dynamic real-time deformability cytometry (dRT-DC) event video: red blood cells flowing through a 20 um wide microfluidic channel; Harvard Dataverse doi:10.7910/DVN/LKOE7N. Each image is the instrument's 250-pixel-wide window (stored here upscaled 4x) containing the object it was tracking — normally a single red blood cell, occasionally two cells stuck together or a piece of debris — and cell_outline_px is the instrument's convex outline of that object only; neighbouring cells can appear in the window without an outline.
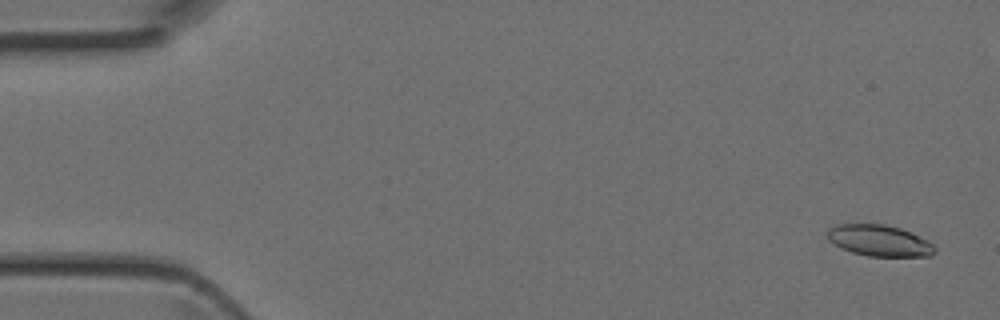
{"species": "Egyptian fruit bat (a non-hibernating species)", "species_latin": "Rousettus aegyptiacus", "temperature_condition": "room temperature", "stored_images_in_passage": 5, "camera_frame_rate_fps": 3000, "um_per_image_px": 0.085, "animal": {"sex": "female"}, "frame": {"image": 1, "passage_image": 1, "time_ms": 0.0, "image_size_px": [1000, 320], "cell_outline_px": [[936, 252], [932, 256], [868, 256], [852, 252], [840, 248], [828, 240], [828, 228], [836, 224], [884, 224], [900, 228], [928, 240], [936, 248]], "centroid_in_image_um": [74.74, 20.45], "position_along_channel_um": 10.3, "area_um2": 19.59}}
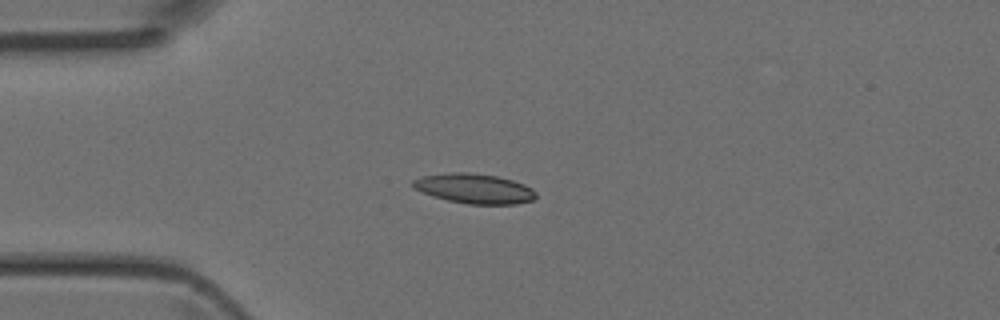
{"frame": {"image": 2, "passage_image": 3, "time_ms": 0.667, "image_size_px": [1000, 320], "cell_outline_px": [[536, 196], [532, 200], [516, 204], [468, 204], [448, 200], [432, 196], [412, 188], [412, 180], [420, 176], [448, 172], [468, 172], [496, 176], [512, 180], [524, 184], [532, 188], [536, 192]], "centroid_in_image_um": [40.28, 16.02], "position_along_channel_um": 44.7, "area_um2": 21.5}}
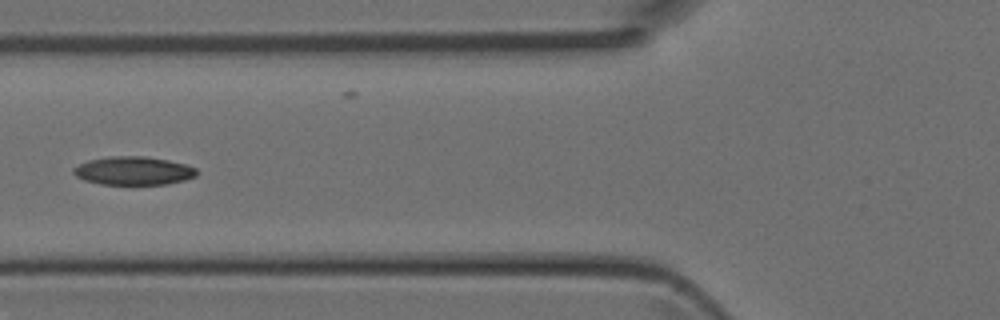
{"frame": {"image": 3, "passage_image": 5, "time_ms": 1.333, "image_size_px": [1000, 320], "cell_outline_px": [[196, 176], [184, 180], [168, 184], [100, 184], [84, 180], [76, 176], [72, 172], [72, 168], [88, 160], [112, 156], [144, 156], [168, 160], [184, 164], [196, 168]], "centroid_in_image_um": [11.32, 14.51], "position_along_channel_um": 114.5, "area_um2": 20.29}}